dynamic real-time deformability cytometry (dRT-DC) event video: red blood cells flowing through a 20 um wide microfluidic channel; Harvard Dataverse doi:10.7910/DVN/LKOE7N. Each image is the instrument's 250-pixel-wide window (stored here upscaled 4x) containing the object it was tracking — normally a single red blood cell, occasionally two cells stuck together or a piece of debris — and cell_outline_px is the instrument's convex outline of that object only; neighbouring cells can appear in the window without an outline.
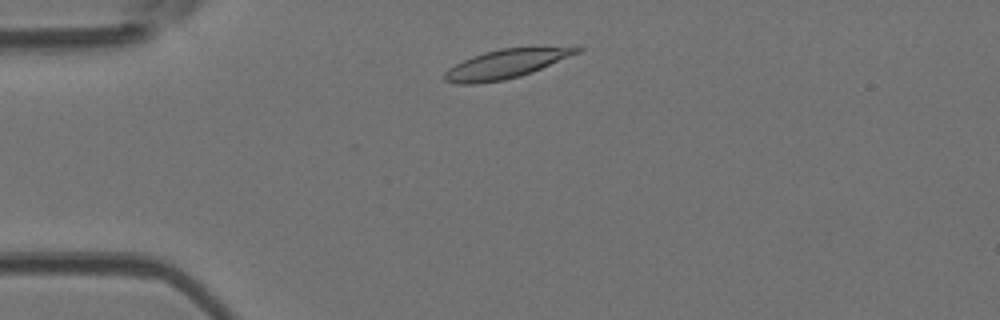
{"species": "Egyptian fruit bat (a non-hibernating species)", "species_latin": "Rousettus aegyptiacus", "temperature_condition": "room temperature", "stored_images_in_passage": 2, "camera_frame_rate_fps": 3000, "um_per_image_px": 0.085, "animal": {"sex": "female"}, "frame": {"image": 1, "passage_image": 1, "time_ms": 0.0, "image_size_px": [1000, 320], "cell_outline_px": [[584, 48], [580, 52], [532, 72], [520, 76], [504, 80], [476, 84], [456, 84], [444, 80], [444, 72], [448, 68], [472, 56], [484, 52], [500, 48]], "centroid_in_image_um": [42.9, 5.46], "position_along_channel_um": 42.1, "area_um2": 21.85}}